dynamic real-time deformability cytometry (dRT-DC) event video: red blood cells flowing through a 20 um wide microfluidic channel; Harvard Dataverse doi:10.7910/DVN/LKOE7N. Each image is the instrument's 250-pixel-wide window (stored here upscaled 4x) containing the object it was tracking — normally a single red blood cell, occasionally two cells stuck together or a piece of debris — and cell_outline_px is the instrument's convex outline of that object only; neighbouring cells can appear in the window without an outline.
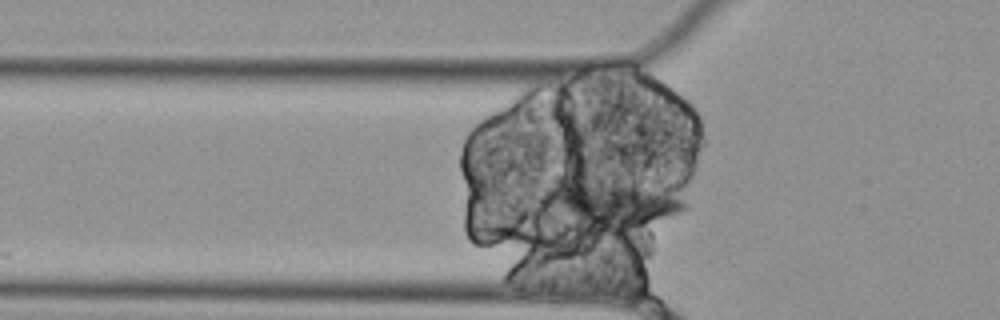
{"species": "Egyptian fruit bat (a non-hibernating species)", "species_latin": "Rousettus aegyptiacus", "temperature_condition": "cold", "stored_images_in_passage": 12, "segment_of_instrument_passage": [1, 2], "camera_frame_rate_fps": 3000, "um_per_image_px": 0.085, "animal": {"sex": "female"}, "frame": {"image": 1, "passage_image": 4, "time_ms": 1.0, "image_size_px": [1000, 320], "cell_outline_px": [[688, 208], [684, 212], [640, 224], [576, 228], [552, 208], [544, 200], [544, 192], [556, 172], [648, 192], [684, 200], [688, 204]], "centroid_in_image_um": [51.56, 17.25], "position_along_channel_um": 74.2, "area_um2": 35.89}}